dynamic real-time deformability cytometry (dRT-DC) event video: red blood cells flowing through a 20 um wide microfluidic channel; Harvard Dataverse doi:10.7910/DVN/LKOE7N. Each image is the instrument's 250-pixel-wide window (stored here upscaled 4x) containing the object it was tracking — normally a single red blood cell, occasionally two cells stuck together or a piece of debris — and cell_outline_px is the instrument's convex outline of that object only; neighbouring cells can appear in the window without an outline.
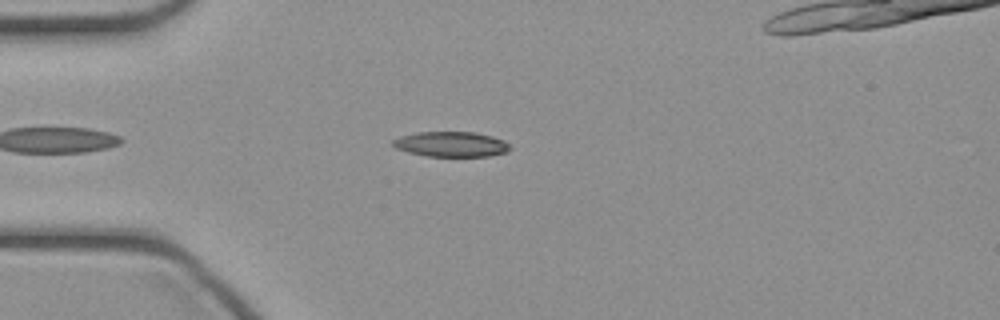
{"species": "common noctule bat (a hibernating species)", "species_latin": "Nyctalus noctula", "temperature_condition": "cold", "stored_images_in_passage": 37, "camera_frame_rate_fps": 3000, "um_per_image_px": 0.085, "animal": {"sex": "female", "body_mass_g": 21.9}, "frame": {"image": 1, "passage_image": 2, "time_ms": 0.333, "image_size_px": [1000, 320], "cell_outline_px": [[512, 148], [508, 152], [488, 156], [428, 156], [408, 152], [396, 148], [392, 144], [392, 140], [400, 136], [416, 132], [476, 132], [492, 136], [504, 140]], "centroid_in_image_um": [38.36, 12.25], "position_along_channel_um": 46.6, "area_um2": 17.22}}
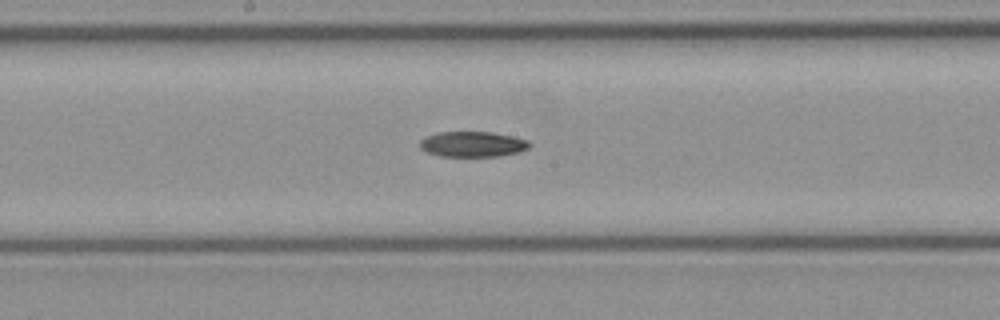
{"frame": {"image": 2, "passage_image": 14, "time_ms": 4.333, "image_size_px": [1000, 320], "cell_outline_px": [[532, 144], [528, 148], [520, 152], [500, 156], [440, 156], [428, 152], [420, 148], [420, 140], [424, 136], [436, 132], [492, 132], [512, 136], [528, 140]], "centroid_in_image_um": [40.17, 12.25], "position_along_channel_um": 208.0, "area_um2": 16.36}}
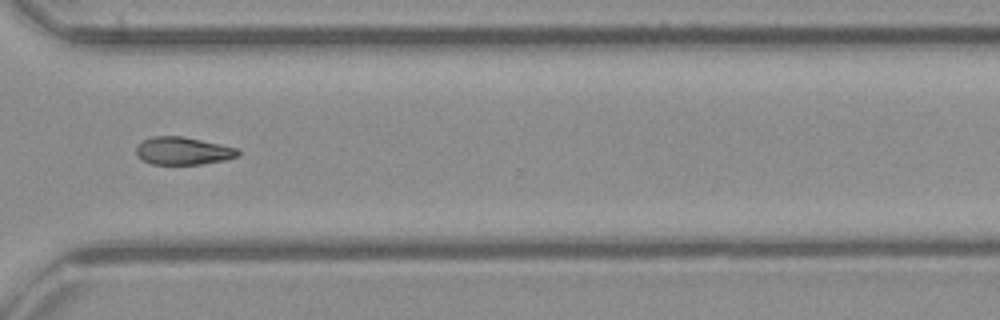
{"frame": {"image": 3, "passage_image": 24, "time_ms": 7.667, "image_size_px": [1000, 320], "cell_outline_px": [[240, 156], [224, 160], [200, 164], [152, 164], [144, 160], [136, 152], [136, 144], [152, 136], [184, 136], [220, 144], [236, 148], [240, 152]], "centroid_in_image_um": [15.56, 12.81], "position_along_channel_um": 355.0, "area_um2": 16.36}}